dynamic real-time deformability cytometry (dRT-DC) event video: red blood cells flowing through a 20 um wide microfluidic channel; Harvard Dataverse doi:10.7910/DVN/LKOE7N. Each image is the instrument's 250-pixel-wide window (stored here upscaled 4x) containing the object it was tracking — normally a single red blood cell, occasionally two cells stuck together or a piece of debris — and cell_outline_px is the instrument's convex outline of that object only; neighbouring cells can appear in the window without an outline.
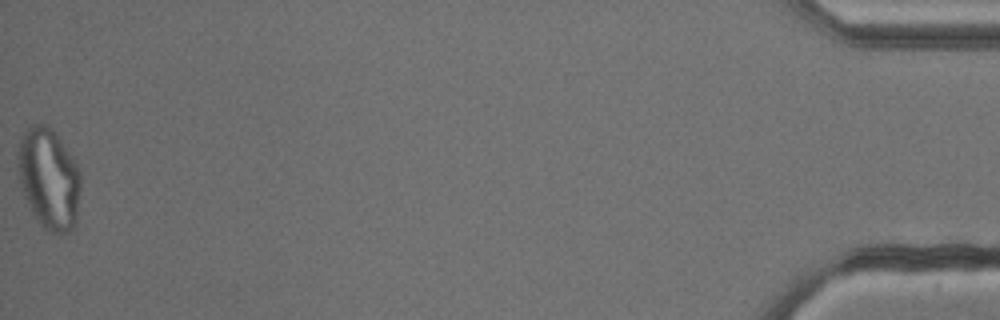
{"species": "common noctule bat (a hibernating species)", "species_latin": "Nyctalus noctula", "temperature_condition": "cold", "stored_images_in_passage": 53, "camera_frame_rate_fps": 3000, "um_per_image_px": 0.085, "animal": {"sex": "male", "body_mass_g": 13.3}, "frame": {"image": 1, "passage_image": 53, "time_ms": 17.333, "image_size_px": [1000, 320], "cell_outline_px": [[80, 188], [76, 224], [68, 232], [52, 232], [44, 228], [40, 224], [32, 212], [24, 196], [20, 184], [16, 152], [20, 136], [32, 124], [48, 124], [56, 132], [72, 156], [80, 172]], "centroid_in_image_um": [4.14, 15.14], "position_along_channel_um": 431.1, "area_um2": 37.22}}